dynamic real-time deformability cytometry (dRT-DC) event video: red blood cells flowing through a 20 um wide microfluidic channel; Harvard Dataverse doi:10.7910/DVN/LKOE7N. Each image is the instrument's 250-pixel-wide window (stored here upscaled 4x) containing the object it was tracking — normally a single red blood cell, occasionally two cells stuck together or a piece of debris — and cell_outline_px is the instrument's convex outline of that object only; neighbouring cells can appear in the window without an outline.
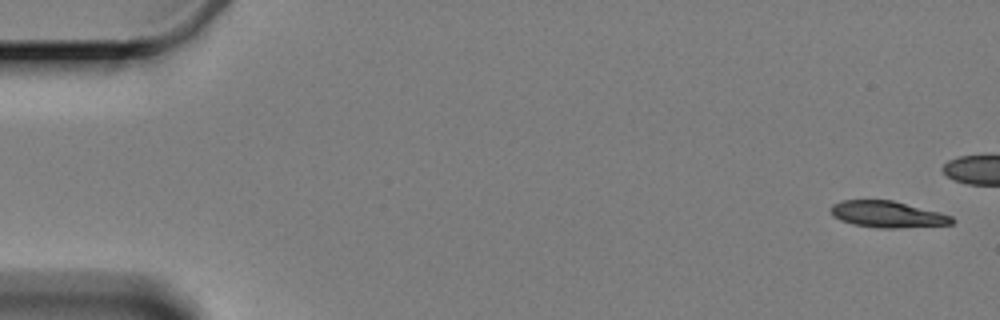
{"species": "Egyptian fruit bat (a non-hibernating species)", "species_latin": "Rousettus aegyptiacus", "temperature_condition": "cold", "stored_images_in_passage": 14, "camera_frame_rate_fps": 3000, "um_per_image_px": 0.085, "animal": {"sex": "female"}, "frame": {"image": 1, "passage_image": 1, "time_ms": 0.0, "image_size_px": [1000, 320], "cell_outline_px": [[956, 220], [952, 224], [892, 228], [880, 228], [856, 224], [840, 220], [832, 216], [832, 204], [844, 200], [892, 200], [940, 212], [952, 216]], "centroid_in_image_um": [75.47, 18.21], "position_along_channel_um": 9.5, "area_um2": 18.44}}
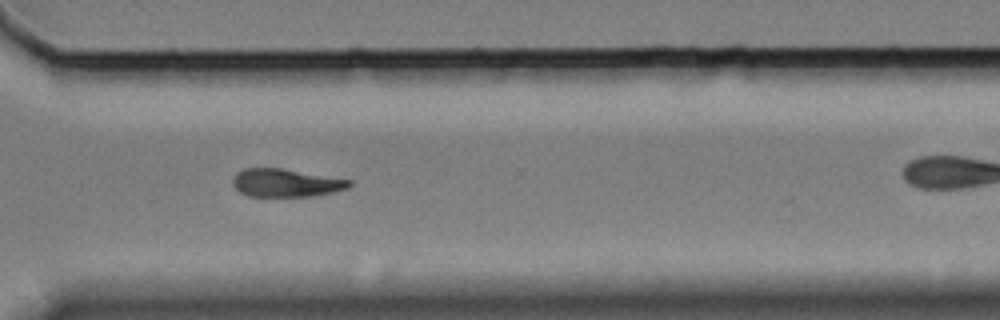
{"frame": {"image": 2, "passage_image": 12, "time_ms": 14.0, "image_size_px": [1000, 320], "cell_outline_px": [[352, 184], [348, 188], [332, 192], [312, 196], [248, 196], [240, 192], [232, 184], [232, 180], [236, 172], [244, 168], [280, 168], [352, 180]], "centroid_in_image_um": [24.28, 15.54], "position_along_channel_um": 346.3, "area_um2": 18.96}}
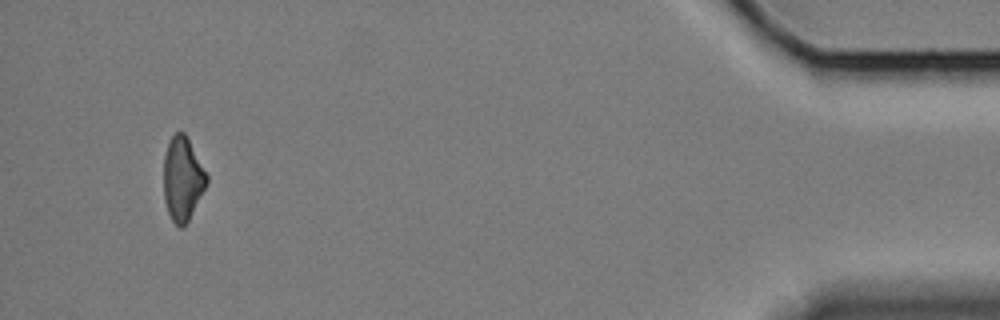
{"frame": {"image": 3, "passage_image": 14, "time_ms": 20.0, "image_size_px": [1000, 320], "cell_outline_px": [[208, 184], [188, 220], [180, 228], [172, 220], [168, 212], [164, 200], [164, 156], [168, 140], [176, 132], [184, 132], [208, 176]], "centroid_in_image_um": [15.51, 15.19], "position_along_channel_um": 419.7, "area_um2": 20.81}, "authors_computed_cell_mechanics": {"area_um2": 20.1144, "velocity_mm_per_s": 3.3452, "shape_relaxation_time_tau1_ms": 4.0548, "shape_relaxation_time_tau2_ms": null, "deformation_change_tau1": 0.1106, "deformation_change_tau2": null}}